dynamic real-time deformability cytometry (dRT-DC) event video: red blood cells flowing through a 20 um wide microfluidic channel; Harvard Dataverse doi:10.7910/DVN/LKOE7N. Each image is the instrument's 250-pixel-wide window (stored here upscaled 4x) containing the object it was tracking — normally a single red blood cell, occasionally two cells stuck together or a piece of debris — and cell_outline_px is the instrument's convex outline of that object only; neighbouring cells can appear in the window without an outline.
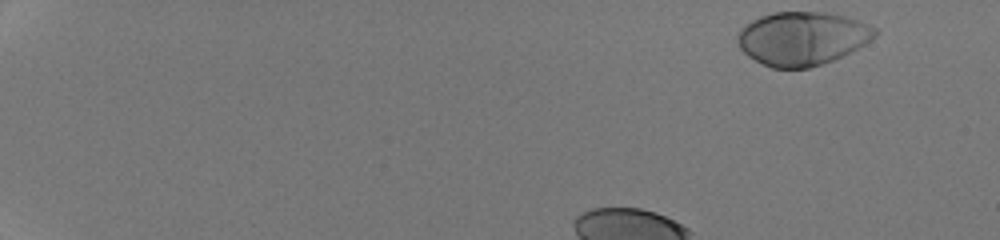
{"species": "human", "species_latin": "Homo sapiens", "temperature_condition": "room temperature", "stored_images_in_passage": 37, "camera_frame_rate_fps": 3000, "um_per_image_px": 0.085, "donor": {"sex": "male"}, "frame": {"image": 1, "passage_image": 1, "time_ms": 0.0, "image_size_px": [1000, 240], "cell_outline_px": [[880, 32], [876, 36], [864, 44], [832, 60], [808, 68], [772, 68], [748, 56], [740, 48], [736, 40], [736, 36], [740, 28], [752, 20], [760, 16], [776, 12], [824, 12], [844, 16], [868, 24], [876, 28]], "centroid_in_image_um": [68.16, 3.25], "position_along_channel_um": 16.8, "area_um2": 42.6}}
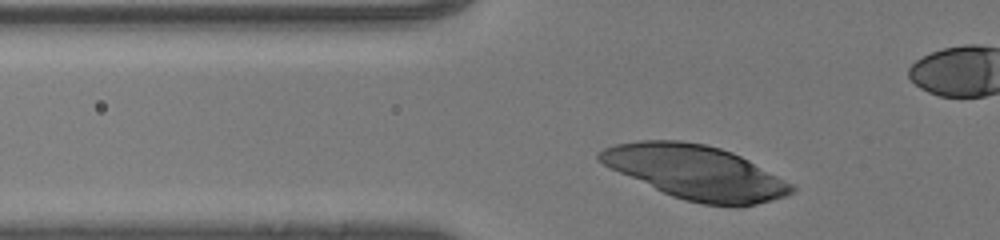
{"frame": {"image": 2, "passage_image": 12, "time_ms": 3.667, "image_size_px": [1000, 240], "cell_outline_px": [[796, 188], [788, 196], [740, 208], [732, 208], [704, 204], [684, 200], [672, 196], [620, 172], [596, 160], [596, 156], [604, 148], [616, 144], [640, 140], [680, 140], [704, 144], [720, 148], [732, 152], [748, 160], [792, 184]], "centroid_in_image_um": [59.17, 14.66], "position_along_channel_um": 66.6, "area_um2": 60.0}}